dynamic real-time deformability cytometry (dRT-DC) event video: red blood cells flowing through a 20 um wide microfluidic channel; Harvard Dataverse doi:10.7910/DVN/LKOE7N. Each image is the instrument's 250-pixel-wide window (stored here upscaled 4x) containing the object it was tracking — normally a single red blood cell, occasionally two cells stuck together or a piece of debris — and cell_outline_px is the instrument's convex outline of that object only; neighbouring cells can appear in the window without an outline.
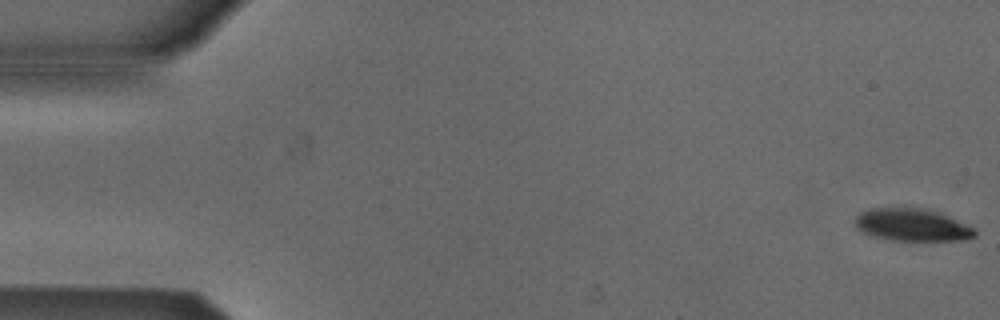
{"species": "Egyptian fruit bat (a non-hibernating species)", "species_latin": "Rousettus aegyptiacus", "temperature_condition": "cold", "stored_images_in_passage": 50, "camera_frame_rate_fps": 3000, "um_per_image_px": 0.085, "animal": {"sex": "male"}, "frame": {"image": 1, "passage_image": 1, "time_ms": 0.0, "image_size_px": [1000, 320], "cell_outline_px": [[976, 236], [964, 240], [892, 240], [872, 236], [856, 228], [856, 216], [860, 212], [868, 208], [928, 208], [940, 212], [976, 228]], "centroid_in_image_um": [77.56, 19.1], "position_along_channel_um": 7.4, "area_um2": 22.77}}
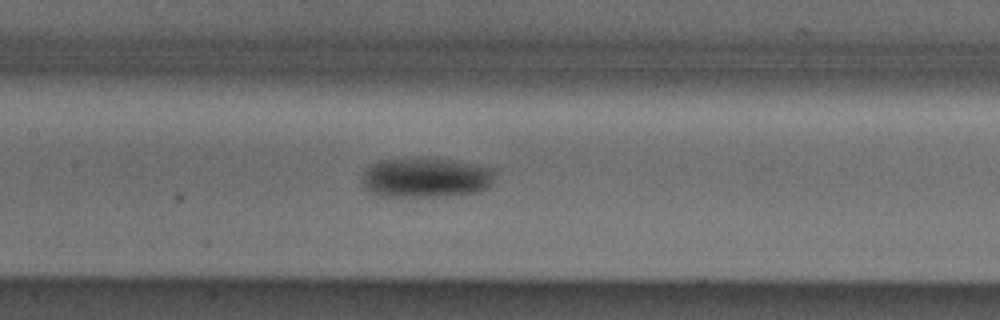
{"frame": {"image": 2, "passage_image": 25, "time_ms": 8.0, "image_size_px": [1000, 320], "cell_outline_px": [[496, 172], [492, 184], [488, 188], [476, 192], [448, 196], [380, 196], [368, 192], [360, 184], [360, 176], [372, 164], [380, 160], [404, 156], [420, 156], [456, 160], [492, 168]], "centroid_in_image_um": [36.15, 15.06], "position_along_channel_um": 171.2, "area_um2": 32.02}}
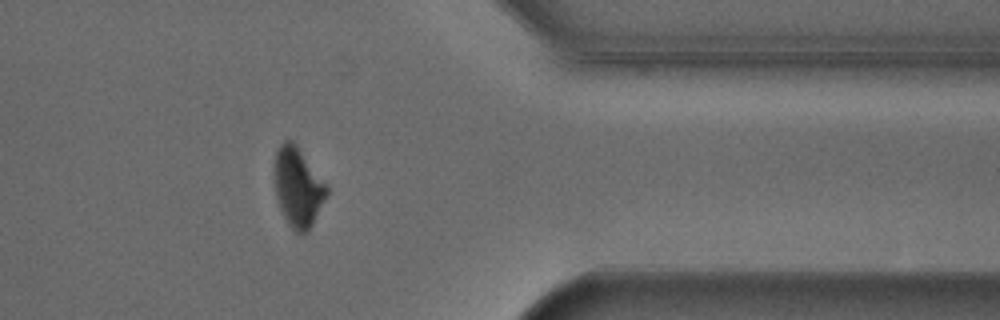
{"frame": {"image": 3, "passage_image": 43, "time_ms": 14.0, "image_size_px": [1000, 320], "cell_outline_px": [[328, 196], [308, 232], [296, 232], [288, 224], [280, 208], [276, 196], [276, 148], [284, 140], [292, 140], [328, 188]], "centroid_in_image_um": [25.34, 15.95], "position_along_channel_um": 386.1, "area_um2": 23.47}, "authors_computed_cell_mechanics": {"area_um2": 26.9926, "velocity_mm_per_s": 3.864, "shape_relaxation_time_tau1_ms": 2.7827, "shape_relaxation_time_tau2_ms": null, "deformation_change_tau1": 0.1007, "deformation_change_tau2": null}}